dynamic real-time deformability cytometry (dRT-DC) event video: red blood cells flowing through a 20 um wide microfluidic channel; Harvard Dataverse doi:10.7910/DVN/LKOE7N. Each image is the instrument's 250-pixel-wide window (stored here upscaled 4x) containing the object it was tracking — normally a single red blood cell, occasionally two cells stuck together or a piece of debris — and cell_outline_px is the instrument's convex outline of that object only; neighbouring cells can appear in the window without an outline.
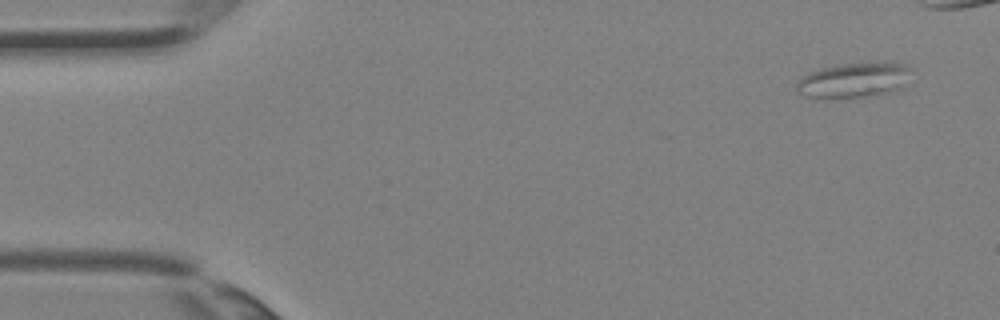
{"species": "Egyptian fruit bat (a non-hibernating species)", "species_latin": "Rousettus aegyptiacus", "temperature_condition": "room temperature", "stored_images_in_passage": 3, "camera_frame_rate_fps": 3000, "um_per_image_px": 0.085, "animal": {"sex": "female"}, "frame": {"image": 1, "passage_image": 1, "time_ms": 0.0, "image_size_px": [1000, 320], "cell_outline_px": [[912, 68], [904, 88], [900, 92], [868, 96], [824, 100], [804, 96], [796, 92], [796, 84], [808, 72], [840, 64], [880, 60], [908, 64]], "centroid_in_image_um": [72.66, 6.82], "position_along_channel_um": 12.3, "area_um2": 24.74}}